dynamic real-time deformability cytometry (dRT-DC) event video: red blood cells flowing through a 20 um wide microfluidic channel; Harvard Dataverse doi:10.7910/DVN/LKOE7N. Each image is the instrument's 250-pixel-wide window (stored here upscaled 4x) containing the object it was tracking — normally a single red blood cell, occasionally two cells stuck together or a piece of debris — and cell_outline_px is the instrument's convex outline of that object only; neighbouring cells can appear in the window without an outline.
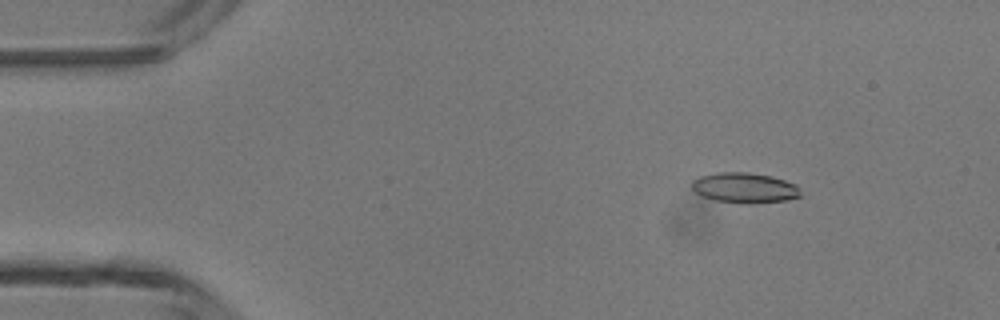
{"species": "common noctule bat (a hibernating species)", "species_latin": "Nyctalus noctula", "temperature_condition": "room temperature", "stored_images_in_passage": 32, "camera_frame_rate_fps": 3000, "um_per_image_px": 0.085, "animal": {"sex": "male", "body_mass_g": 13.3}, "frame": {"image": 1, "passage_image": 7, "time_ms": 2.0, "image_size_px": [1000, 320], "cell_outline_px": [[800, 196], [788, 200], [752, 204], [748, 204], [716, 200], [704, 196], [696, 192], [692, 188], [692, 180], [700, 176], [716, 172], [744, 172], [772, 176], [796, 184], [800, 188]], "centroid_in_image_um": [63.31, 15.96], "position_along_channel_um": 21.7, "area_um2": 19.19}}
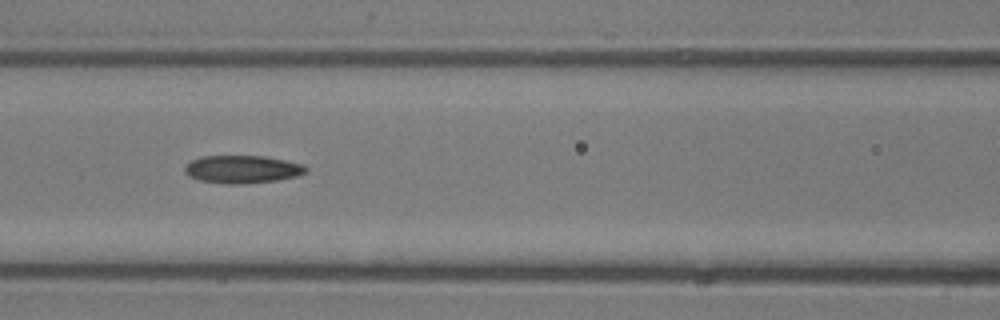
{"frame": {"image": 2, "passage_image": 21, "time_ms": 6.667, "image_size_px": [1000, 320], "cell_outline_px": [[308, 168], [304, 172], [296, 176], [276, 180], [244, 184], [224, 184], [200, 180], [188, 176], [184, 172], [184, 168], [192, 160], [200, 156], [264, 156], [304, 164]], "centroid_in_image_um": [20.57, 14.39], "position_along_channel_um": 146.0, "area_um2": 19.59}}
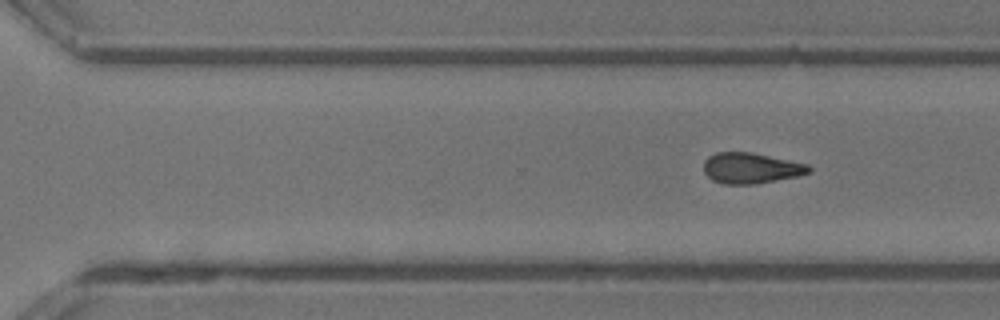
{"frame": {"image": 3, "passage_image": 32, "time_ms": 10.333, "image_size_px": [1000, 320], "cell_outline_px": [[812, 172], [796, 176], [756, 184], [724, 184], [712, 180], [704, 172], [704, 160], [708, 156], [716, 152], [752, 152], [808, 164], [812, 168]], "centroid_in_image_um": [63.83, 14.28], "position_along_channel_um": 306.8, "area_um2": 18.9}}